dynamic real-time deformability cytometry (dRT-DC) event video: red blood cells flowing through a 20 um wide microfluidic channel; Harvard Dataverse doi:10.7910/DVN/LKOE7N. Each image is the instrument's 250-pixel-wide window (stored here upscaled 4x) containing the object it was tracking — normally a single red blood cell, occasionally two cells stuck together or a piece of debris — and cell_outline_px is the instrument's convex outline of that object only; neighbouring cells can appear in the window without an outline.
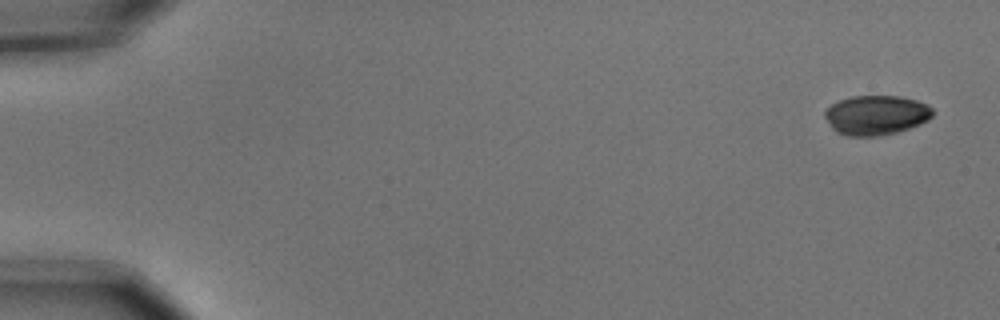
{"species": "common noctule bat (a hibernating species)", "species_latin": "Nyctalus noctula", "temperature_condition": "cold", "stored_images_in_passage": 6, "camera_frame_rate_fps": 3000, "um_per_image_px": 0.085, "animal": {"sex": "male", "body_mass_g": 15.6}, "frame": {"image": 1, "passage_image": 1, "time_ms": 0.0, "image_size_px": [1000, 320], "cell_outline_px": [[936, 112], [928, 120], [920, 124], [896, 132], [876, 136], [848, 136], [836, 132], [832, 128], [824, 116], [824, 112], [832, 104], [840, 100], [852, 96], [900, 96], [916, 100], [928, 104]], "centroid_in_image_um": [74.49, 9.78], "position_along_channel_um": 10.5, "area_um2": 24.91}}
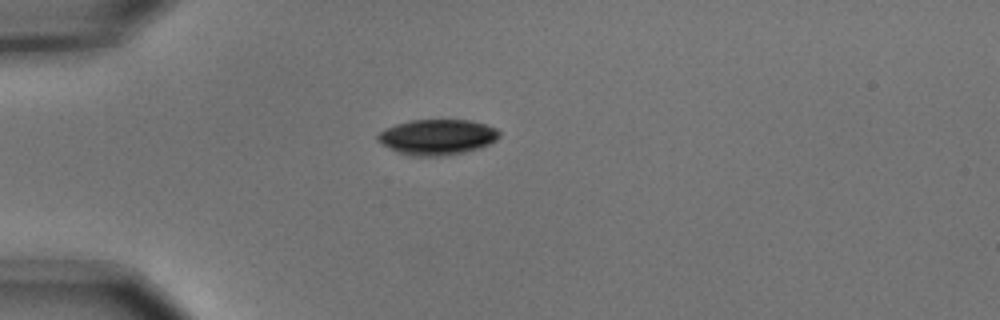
{"frame": {"image": 2, "passage_image": 4, "time_ms": 1.0, "image_size_px": [1000, 320], "cell_outline_px": [[500, 136], [492, 144], [480, 148], [464, 152], [444, 156], [408, 156], [396, 152], [376, 140], [376, 136], [380, 132], [396, 124], [412, 120], [468, 120], [484, 124], [496, 128], [500, 132]], "centroid_in_image_um": [37.18, 11.66], "position_along_channel_um": 47.8, "area_um2": 25.26}}
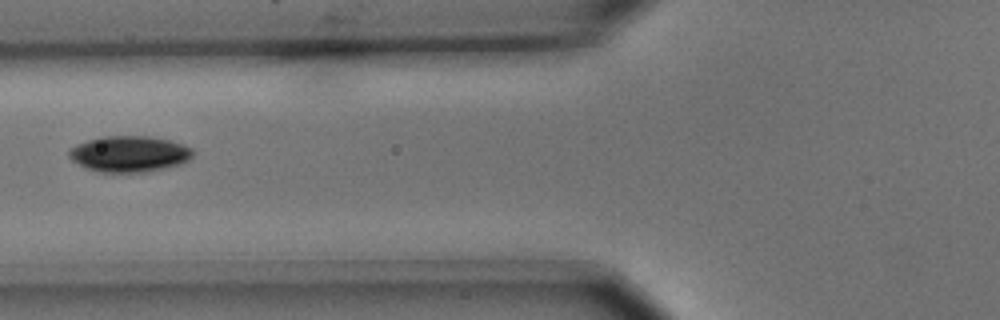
{"frame": {"image": 3, "passage_image": 6, "time_ms": 1.667, "image_size_px": [1000, 320], "cell_outline_px": [[196, 152], [188, 160], [180, 164], [144, 172], [100, 172], [84, 168], [72, 160], [68, 156], [68, 152], [76, 144], [100, 136], [148, 136], [168, 140], [184, 144], [192, 148]], "centroid_in_image_um": [10.98, 13.08], "position_along_channel_um": 114.8, "area_um2": 26.07}}